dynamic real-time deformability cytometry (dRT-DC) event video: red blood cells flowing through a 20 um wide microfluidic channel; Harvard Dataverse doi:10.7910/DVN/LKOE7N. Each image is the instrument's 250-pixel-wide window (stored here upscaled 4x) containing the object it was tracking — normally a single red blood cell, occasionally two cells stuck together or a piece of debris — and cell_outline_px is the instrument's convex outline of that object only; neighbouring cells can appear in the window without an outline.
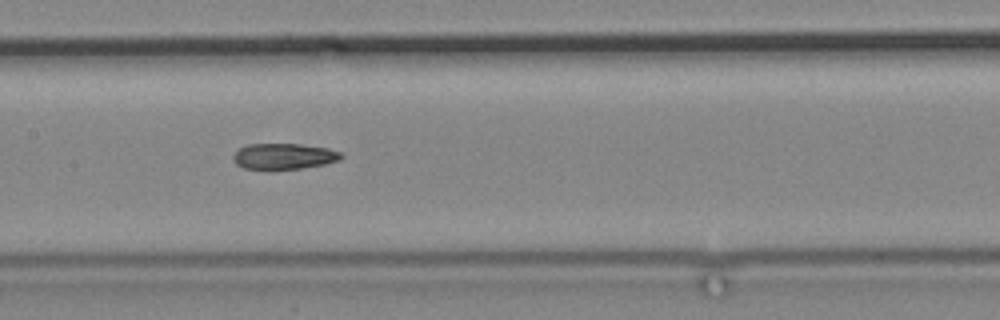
{"species": "common noctule bat (a hibernating species)", "species_latin": "Nyctalus noctula", "temperature_condition": "cold", "stored_images_in_passage": 14, "camera_frame_rate_fps": 3000, "um_per_image_px": 0.085, "animal": {"sex": "male", "body_mass_g": 19.2, "forearm_length_mm": 51.8}, "frame": {"image": 1, "passage_image": 12, "time_ms": 14.0, "image_size_px": [1000, 320], "cell_outline_px": [[344, 156], [340, 160], [324, 164], [300, 168], [272, 172], [268, 172], [244, 168], [236, 164], [232, 160], [232, 156], [240, 148], [248, 144], [300, 144], [328, 148], [340, 152]], "centroid_in_image_um": [24.08, 13.32], "position_along_channel_um": 183.3, "area_um2": 16.88}}
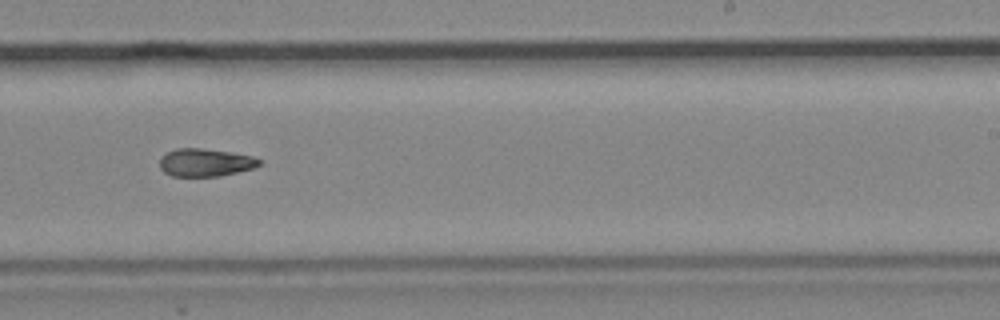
{"frame": {"image": 2, "passage_image": 14, "time_ms": 16.667, "image_size_px": [1000, 320], "cell_outline_px": [[260, 164], [252, 168], [220, 176], [172, 176], [164, 172], [160, 168], [160, 156], [164, 152], [176, 148], [200, 148], [232, 152], [252, 156], [260, 160]], "centroid_in_image_um": [17.39, 13.8], "position_along_channel_um": 271.6, "area_um2": 16.18}}